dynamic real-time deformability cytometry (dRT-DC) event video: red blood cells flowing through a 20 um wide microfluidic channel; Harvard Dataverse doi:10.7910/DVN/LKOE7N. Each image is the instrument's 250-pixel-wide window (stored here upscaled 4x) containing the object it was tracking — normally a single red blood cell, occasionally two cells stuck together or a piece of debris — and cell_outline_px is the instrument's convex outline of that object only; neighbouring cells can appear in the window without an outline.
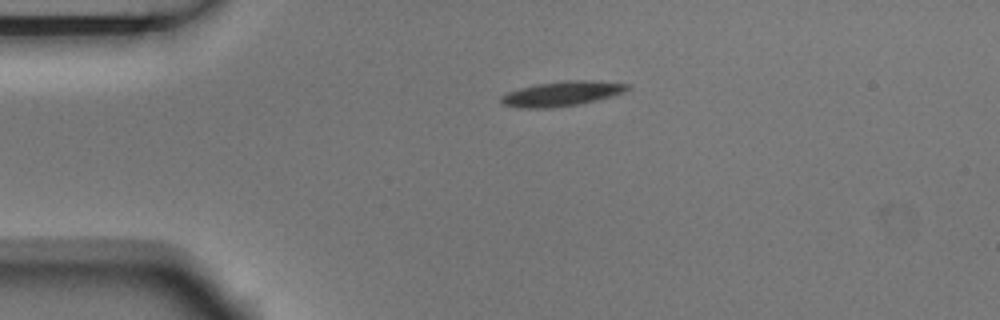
{"species": "Egyptian fruit bat (a non-hibernating species)", "species_latin": "Rousettus aegyptiacus", "temperature_condition": "room temperature", "stored_images_in_passage": 2, "camera_frame_rate_fps": 3000, "um_per_image_px": 0.085, "animal": {"sex": "male"}, "frame": {"image": 1, "passage_image": 1, "time_ms": 0.0, "image_size_px": [1000, 320], "cell_outline_px": [[632, 88], [624, 92], [612, 96], [580, 104], [548, 108], [520, 108], [504, 104], [500, 100], [500, 96], [508, 92], [520, 88], [540, 84], [568, 80], [584, 80], [632, 84]], "centroid_in_image_um": [47.8, 7.96], "position_along_channel_um": 37.2, "area_um2": 18.09}}